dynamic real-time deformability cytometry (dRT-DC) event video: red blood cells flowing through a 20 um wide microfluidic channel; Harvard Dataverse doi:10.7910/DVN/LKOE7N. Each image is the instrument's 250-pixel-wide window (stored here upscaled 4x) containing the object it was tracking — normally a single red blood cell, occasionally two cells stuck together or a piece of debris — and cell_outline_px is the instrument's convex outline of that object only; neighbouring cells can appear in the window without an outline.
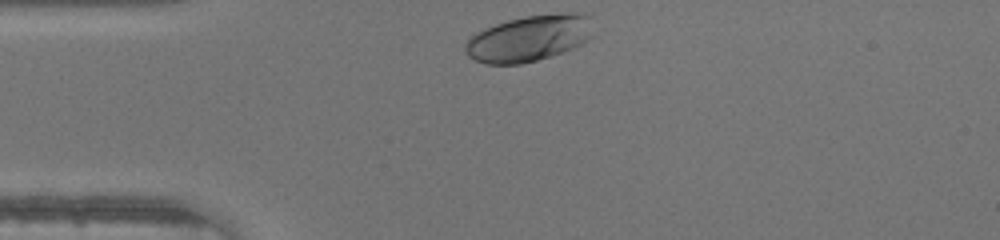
{"species": "human", "species_latin": "Homo sapiens", "temperature_condition": "warm", "stored_images_in_passage": 26, "camera_frame_rate_fps": 3000, "um_per_image_px": 0.085, "donor": {"sex": "male"}, "frame": {"image": 1, "passage_image": 1, "time_ms": 0.0, "image_size_px": [1000, 240], "cell_outline_px": [[592, 36], [588, 40], [572, 48], [536, 60], [520, 64], [484, 64], [472, 60], [464, 52], [464, 44], [476, 32], [484, 28], [508, 20], [528, 16], [588, 16]], "centroid_in_image_um": [44.82, 3.32], "position_along_channel_um": 40.2, "area_um2": 33.18}}
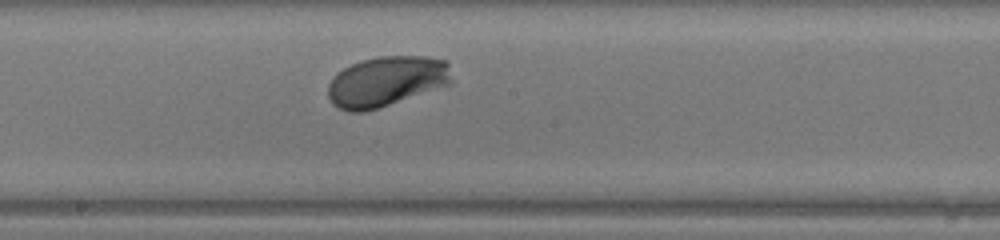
{"frame": {"image": 2, "passage_image": 15, "time_ms": 4.667, "image_size_px": [1000, 240], "cell_outline_px": [[452, 84], [364, 112], [348, 112], [332, 104], [328, 96], [328, 84], [332, 76], [336, 72], [360, 60], [380, 56], [424, 56], [448, 60], [452, 80]], "centroid_in_image_um": [32.84, 6.91], "position_along_channel_um": 215.4, "area_um2": 36.47}}
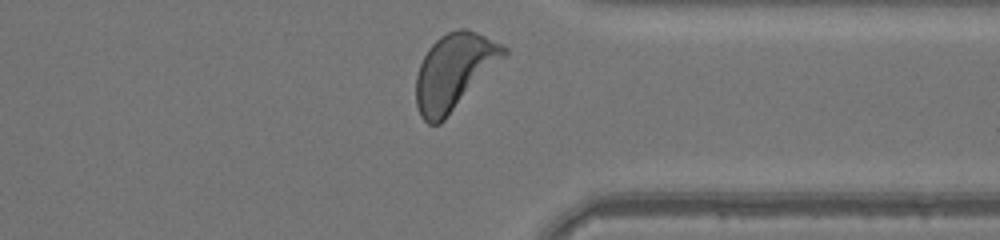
{"frame": {"image": 3, "passage_image": 26, "time_ms": 8.333, "image_size_px": [1000, 240], "cell_outline_px": [[508, 56], [440, 124], [428, 124], [420, 116], [416, 104], [416, 76], [420, 64], [428, 48], [440, 36], [448, 32], [460, 28], [464, 28], [476, 32], [508, 48]], "centroid_in_image_um": [38.62, 6.09], "position_along_channel_um": 372.8, "area_um2": 38.96}}